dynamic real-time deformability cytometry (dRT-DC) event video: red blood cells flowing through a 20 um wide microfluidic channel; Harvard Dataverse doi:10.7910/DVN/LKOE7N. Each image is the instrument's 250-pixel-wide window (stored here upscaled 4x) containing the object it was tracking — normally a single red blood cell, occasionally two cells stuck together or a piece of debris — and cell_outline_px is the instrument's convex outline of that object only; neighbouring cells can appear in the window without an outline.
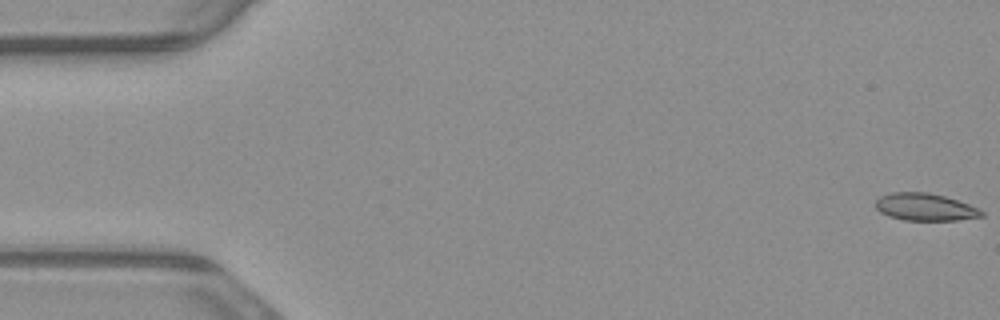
{"species": "common noctule bat (a hibernating species)", "species_latin": "Nyctalus noctula", "temperature_condition": "warm", "stored_images_in_passage": 54, "camera_frame_rate_fps": 3000, "um_per_image_px": 0.085, "animal": {"sex": "male", "body_mass_g": 23.1, "forearm_length_mm": 52.7}, "frame": {"image": 1, "passage_image": 1, "time_ms": 0.0, "image_size_px": [1000, 320], "cell_outline_px": [[984, 216], [956, 220], [904, 220], [888, 216], [880, 212], [876, 208], [876, 200], [880, 196], [892, 192], [928, 192], [944, 196], [980, 208], [984, 212]], "centroid_in_image_um": [78.63, 17.6], "position_along_channel_um": 6.4, "area_um2": 16.88}}
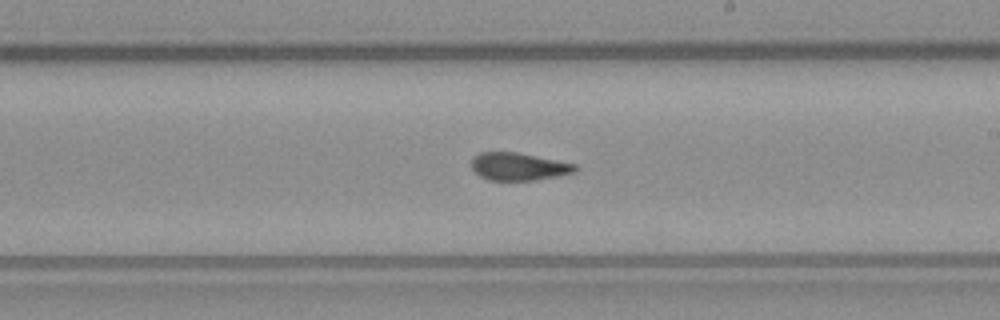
{"frame": {"image": 2, "passage_image": 31, "time_ms": 10.0, "image_size_px": [1000, 320], "cell_outline_px": [[580, 168], [576, 172], [560, 176], [536, 180], [488, 180], [480, 176], [472, 168], [472, 156], [480, 152], [516, 152], [576, 164]], "centroid_in_image_um": [44.11, 14.16], "position_along_channel_um": 244.9, "area_um2": 16.82}}
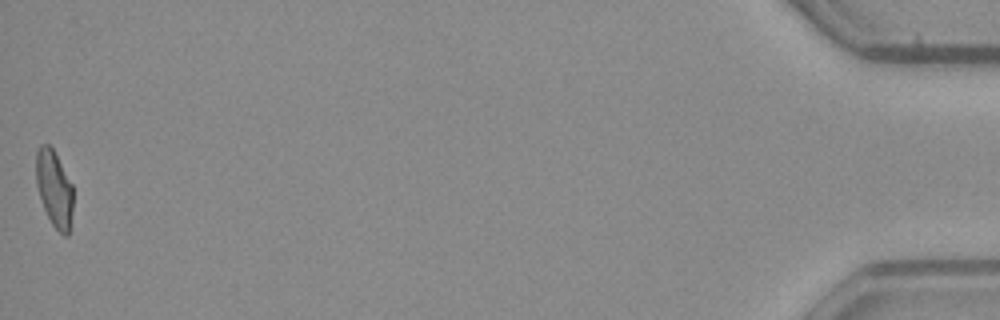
{"frame": {"image": 3, "passage_image": 54, "time_ms": 17.667, "image_size_px": [1000, 320], "cell_outline_px": [[72, 212], [68, 236], [64, 236], [52, 224], [44, 208], [36, 184], [36, 152], [40, 144], [48, 144], [52, 148], [72, 184]], "centroid_in_image_um": [4.6, 16.03], "position_along_channel_um": 430.6, "area_um2": 16.24}, "authors_computed_cell_mechanics": {"area_um2": 17.3689, "velocity_mm_per_s": 3.8415, "shape_relaxation_time_tau1_ms": null, "shape_relaxation_time_tau2_ms": 1.3578, "deformation_change_tau1": null, "deformation_change_tau2": 0.0576}}